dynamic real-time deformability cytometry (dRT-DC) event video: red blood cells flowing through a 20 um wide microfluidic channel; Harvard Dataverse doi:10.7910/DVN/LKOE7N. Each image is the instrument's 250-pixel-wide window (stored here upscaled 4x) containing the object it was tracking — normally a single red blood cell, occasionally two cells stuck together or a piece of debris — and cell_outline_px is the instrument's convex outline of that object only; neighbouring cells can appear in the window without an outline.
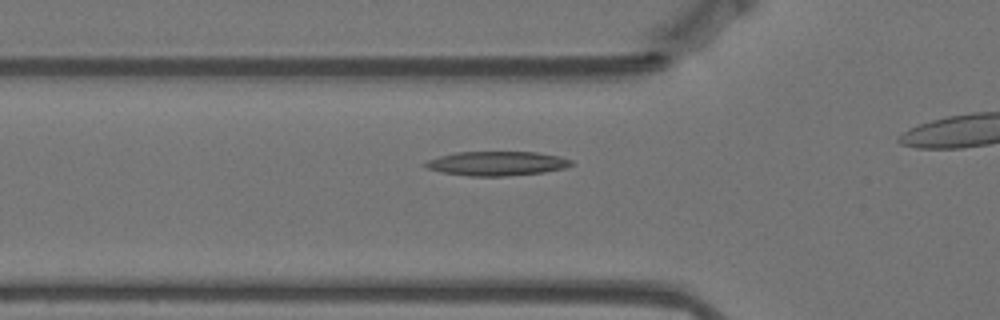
{"species": "Egyptian fruit bat (a non-hibernating species)", "species_latin": "Rousettus aegyptiacus", "temperature_condition": "warm", "stored_images_in_passage": 11, "camera_frame_rate_fps": 3000, "um_per_image_px": 0.085, "animal": {"sex": "female"}, "frame": {"image": 1, "passage_image": 2, "time_ms": 0.333, "image_size_px": [1000, 320], "cell_outline_px": [[576, 164], [564, 168], [544, 172], [508, 176], [468, 176], [440, 172], [428, 168], [424, 164], [428, 160], [440, 156], [456, 152], [536, 152], [560, 156], [572, 160]], "centroid_in_image_um": [42.28, 13.9], "position_along_channel_um": 83.5, "area_um2": 20.69}}
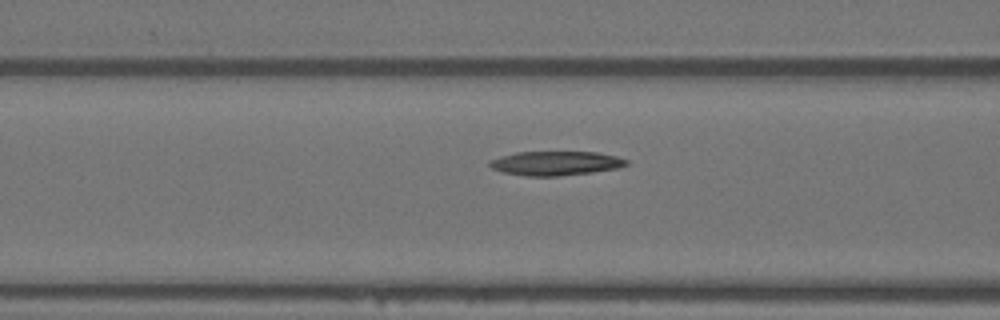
{"frame": {"image": 2, "passage_image": 5, "time_ms": 1.333, "image_size_px": [1000, 320], "cell_outline_px": [[628, 164], [620, 168], [592, 172], [560, 176], [524, 176], [500, 172], [492, 168], [488, 164], [488, 160], [500, 156], [516, 152], [596, 152], [616, 156], [628, 160]], "centroid_in_image_um": [47.2, 13.88], "position_along_channel_um": 119.4, "area_um2": 19.48}}
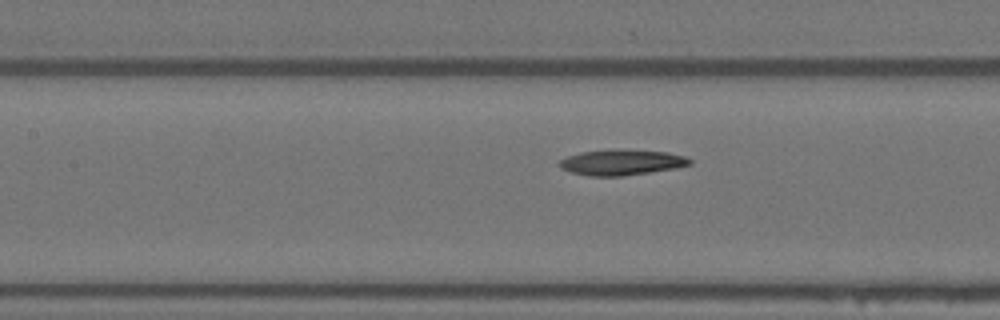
{"frame": {"image": 3, "passage_image": 8, "time_ms": 2.333, "image_size_px": [1000, 320], "cell_outline_px": [[692, 164], [676, 168], [620, 176], [588, 176], [572, 172], [560, 168], [556, 164], [560, 160], [568, 156], [580, 152], [668, 152], [684, 156], [692, 160]], "centroid_in_image_um": [52.81, 13.85], "position_along_channel_um": 154.6, "area_um2": 18.38}}